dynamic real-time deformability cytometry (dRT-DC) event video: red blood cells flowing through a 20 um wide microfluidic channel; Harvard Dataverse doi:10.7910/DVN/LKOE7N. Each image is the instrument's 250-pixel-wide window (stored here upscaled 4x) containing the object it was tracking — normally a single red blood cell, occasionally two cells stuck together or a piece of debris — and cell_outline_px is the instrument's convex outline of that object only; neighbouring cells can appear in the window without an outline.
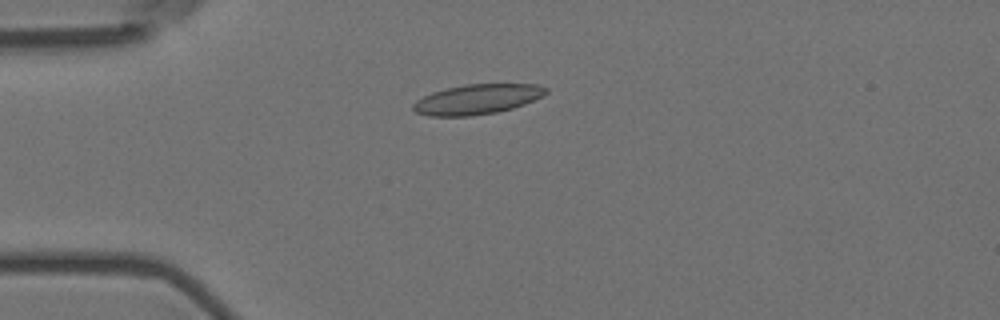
{"species": "Egyptian fruit bat (a non-hibernating species)", "species_latin": "Rousettus aegyptiacus", "temperature_condition": "room temperature", "stored_images_in_passage": 10, "camera_frame_rate_fps": 3000, "um_per_image_px": 0.085, "animal": {"sex": "female"}, "frame": {"image": 1, "passage_image": 4, "time_ms": 1.0, "image_size_px": [1000, 320], "cell_outline_px": [[548, 92], [544, 96], [524, 104], [512, 108], [496, 112], [472, 116], [428, 116], [416, 112], [412, 108], [412, 104], [416, 100], [432, 92], [464, 84], [536, 84], [548, 88]], "centroid_in_image_um": [40.57, 8.44], "position_along_channel_um": 44.4, "area_um2": 23.24}}
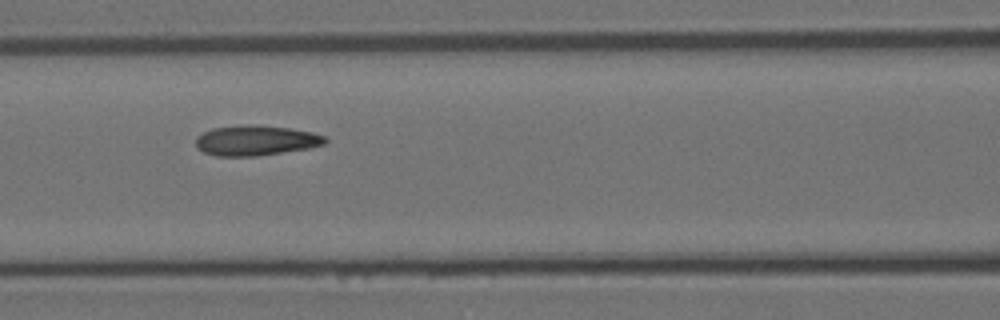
{"frame": {"image": 2, "passage_image": 7, "time_ms": 2.0, "image_size_px": [1000, 320], "cell_outline_px": [[328, 140], [324, 144], [308, 148], [256, 156], [216, 156], [204, 152], [196, 148], [196, 136], [212, 128], [248, 124], [256, 124], [288, 128], [312, 132], [324, 136]], "centroid_in_image_um": [21.71, 11.93], "position_along_channel_um": 144.9, "area_um2": 22.72}}
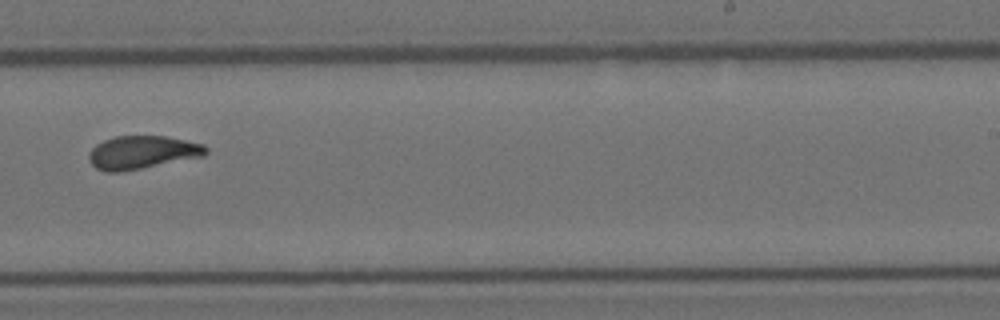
{"frame": {"image": 3, "passage_image": 10, "time_ms": 3.0, "image_size_px": [1000, 320], "cell_outline_px": [[208, 152], [204, 156], [120, 172], [104, 172], [96, 168], [88, 160], [88, 152], [96, 144], [104, 140], [116, 136], [164, 136], [204, 144], [208, 148]], "centroid_in_image_um": [12.06, 12.95], "position_along_channel_um": 276.9, "area_um2": 22.6}}